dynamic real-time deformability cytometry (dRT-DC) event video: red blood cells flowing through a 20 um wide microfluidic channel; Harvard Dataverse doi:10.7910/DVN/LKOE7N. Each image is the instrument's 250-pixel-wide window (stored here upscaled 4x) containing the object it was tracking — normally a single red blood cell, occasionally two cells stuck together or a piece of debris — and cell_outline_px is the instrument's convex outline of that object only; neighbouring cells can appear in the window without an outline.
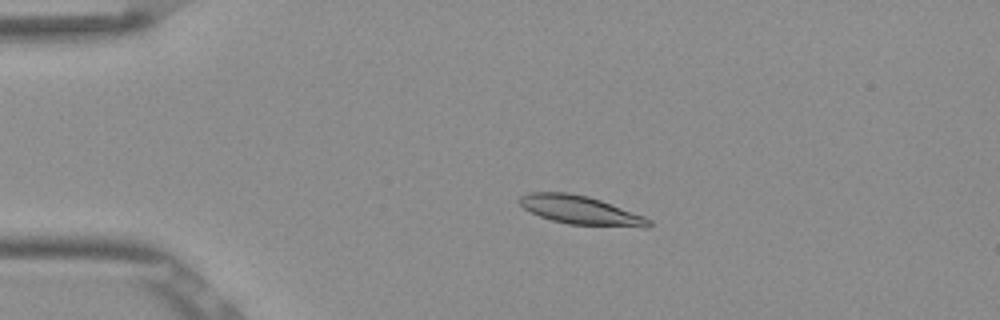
{"species": "Egyptian fruit bat (a non-hibernating species)", "species_latin": "Rousettus aegyptiacus", "temperature_condition": "room temperature", "stored_images_in_passage": 53, "camera_frame_rate_fps": 3000, "um_per_image_px": 0.085, "frame": {"image": 1, "passage_image": 12, "time_ms": 3.667, "image_size_px": [1000, 320], "cell_outline_px": [[652, 224], [648, 228], [644, 228], [568, 224], [552, 220], [540, 216], [524, 208], [516, 200], [520, 196], [528, 192], [568, 192], [588, 196], [600, 200], [644, 216], [652, 220]], "centroid_in_image_um": [49.36, 17.87], "position_along_channel_um": 35.6, "area_um2": 21.73}}
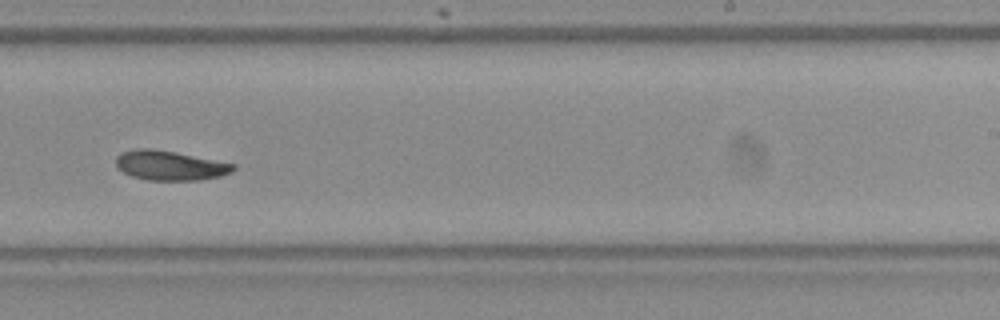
{"frame": {"image": 2, "passage_image": 34, "time_ms": 11.0, "image_size_px": [1000, 320], "cell_outline_px": [[236, 168], [232, 172], [220, 176], [200, 180], [148, 180], [132, 176], [116, 168], [116, 156], [120, 152], [136, 148], [152, 148], [176, 152], [236, 164]], "centroid_in_image_um": [14.43, 14.05], "position_along_channel_um": 274.6, "area_um2": 20.4}}
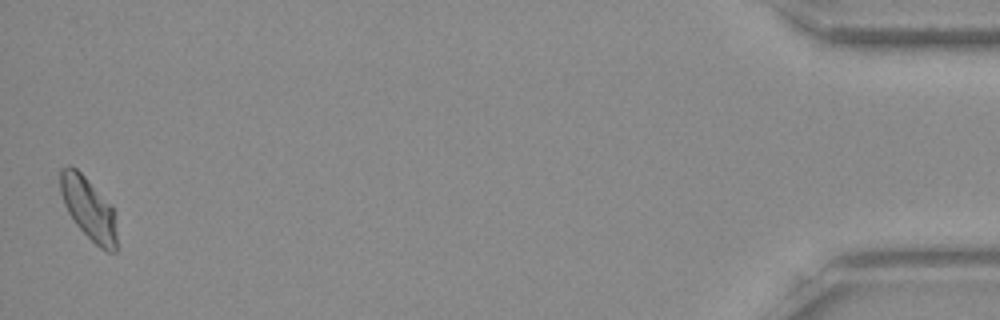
{"frame": {"image": 3, "passage_image": 53, "time_ms": 17.333, "image_size_px": [1000, 320], "cell_outline_px": [[116, 252], [108, 252], [100, 248], [76, 224], [68, 212], [64, 204], [60, 192], [60, 168], [68, 164], [76, 168], [112, 204], [116, 236]], "centroid_in_image_um": [7.51, 17.69], "position_along_channel_um": 427.7, "area_um2": 20.35}, "authors_computed_cell_mechanics": {"area_um2": 20.4612, "velocity_mm_per_s": 3.8303, "shape_relaxation_time_tau1_ms": 3.9172, "shape_relaxation_time_tau2_ms": 4.3778, "deformation_change_tau1": 0.1368, "deformation_change_tau2": 0.0958}}